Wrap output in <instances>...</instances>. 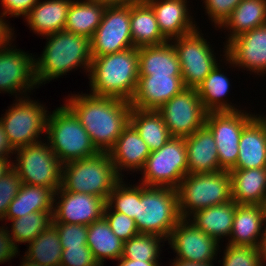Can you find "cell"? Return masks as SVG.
I'll list each match as a JSON object with an SVG mask.
<instances>
[{"label":"cell","instance_id":"30","mask_svg":"<svg viewBox=\"0 0 266 266\" xmlns=\"http://www.w3.org/2000/svg\"><path fill=\"white\" fill-rule=\"evenodd\" d=\"M218 63L204 81L196 88L204 110L209 112H234L241 109L224 97L230 93V80ZM223 72V73H222Z\"/></svg>","mask_w":266,"mask_h":266},{"label":"cell","instance_id":"51","mask_svg":"<svg viewBox=\"0 0 266 266\" xmlns=\"http://www.w3.org/2000/svg\"><path fill=\"white\" fill-rule=\"evenodd\" d=\"M258 250H259V256L261 258V263L262 266H265V262H266V223L264 226V231L263 234L261 236V240L258 246Z\"/></svg>","mask_w":266,"mask_h":266},{"label":"cell","instance_id":"31","mask_svg":"<svg viewBox=\"0 0 266 266\" xmlns=\"http://www.w3.org/2000/svg\"><path fill=\"white\" fill-rule=\"evenodd\" d=\"M54 194L52 188L22 183L2 221L14 220L33 212H53Z\"/></svg>","mask_w":266,"mask_h":266},{"label":"cell","instance_id":"45","mask_svg":"<svg viewBox=\"0 0 266 266\" xmlns=\"http://www.w3.org/2000/svg\"><path fill=\"white\" fill-rule=\"evenodd\" d=\"M60 266H100L88 246L63 249Z\"/></svg>","mask_w":266,"mask_h":266},{"label":"cell","instance_id":"11","mask_svg":"<svg viewBox=\"0 0 266 266\" xmlns=\"http://www.w3.org/2000/svg\"><path fill=\"white\" fill-rule=\"evenodd\" d=\"M199 30L198 27L187 35L170 40L178 55L185 88L196 89L218 64L210 42Z\"/></svg>","mask_w":266,"mask_h":266},{"label":"cell","instance_id":"8","mask_svg":"<svg viewBox=\"0 0 266 266\" xmlns=\"http://www.w3.org/2000/svg\"><path fill=\"white\" fill-rule=\"evenodd\" d=\"M44 142L15 149L13 168L23 184L49 187L56 192L61 186L63 164L46 139Z\"/></svg>","mask_w":266,"mask_h":266},{"label":"cell","instance_id":"35","mask_svg":"<svg viewBox=\"0 0 266 266\" xmlns=\"http://www.w3.org/2000/svg\"><path fill=\"white\" fill-rule=\"evenodd\" d=\"M130 123L151 152L159 150L172 137L162 115L156 110L131 108Z\"/></svg>","mask_w":266,"mask_h":266},{"label":"cell","instance_id":"10","mask_svg":"<svg viewBox=\"0 0 266 266\" xmlns=\"http://www.w3.org/2000/svg\"><path fill=\"white\" fill-rule=\"evenodd\" d=\"M15 99L0 117L10 144L17 149L41 142L40 135L46 133L47 108L30 96Z\"/></svg>","mask_w":266,"mask_h":266},{"label":"cell","instance_id":"50","mask_svg":"<svg viewBox=\"0 0 266 266\" xmlns=\"http://www.w3.org/2000/svg\"><path fill=\"white\" fill-rule=\"evenodd\" d=\"M117 266H160L158 261H142V260H131V259H118Z\"/></svg>","mask_w":266,"mask_h":266},{"label":"cell","instance_id":"3","mask_svg":"<svg viewBox=\"0 0 266 266\" xmlns=\"http://www.w3.org/2000/svg\"><path fill=\"white\" fill-rule=\"evenodd\" d=\"M87 75L90 94L130 102L139 78L138 48L92 58Z\"/></svg>","mask_w":266,"mask_h":266},{"label":"cell","instance_id":"56","mask_svg":"<svg viewBox=\"0 0 266 266\" xmlns=\"http://www.w3.org/2000/svg\"><path fill=\"white\" fill-rule=\"evenodd\" d=\"M255 117L262 123V125L264 126L266 130V116L263 114L262 115L256 114Z\"/></svg>","mask_w":266,"mask_h":266},{"label":"cell","instance_id":"40","mask_svg":"<svg viewBox=\"0 0 266 266\" xmlns=\"http://www.w3.org/2000/svg\"><path fill=\"white\" fill-rule=\"evenodd\" d=\"M222 266H262L258 248L226 243Z\"/></svg>","mask_w":266,"mask_h":266},{"label":"cell","instance_id":"48","mask_svg":"<svg viewBox=\"0 0 266 266\" xmlns=\"http://www.w3.org/2000/svg\"><path fill=\"white\" fill-rule=\"evenodd\" d=\"M4 19L5 16L0 13V50L12 44L11 42L15 40L13 38L15 32L14 27L12 28Z\"/></svg>","mask_w":266,"mask_h":266},{"label":"cell","instance_id":"55","mask_svg":"<svg viewBox=\"0 0 266 266\" xmlns=\"http://www.w3.org/2000/svg\"><path fill=\"white\" fill-rule=\"evenodd\" d=\"M22 262L20 261V265L19 266H42L36 262L30 261L29 259H27L26 257L22 256Z\"/></svg>","mask_w":266,"mask_h":266},{"label":"cell","instance_id":"15","mask_svg":"<svg viewBox=\"0 0 266 266\" xmlns=\"http://www.w3.org/2000/svg\"><path fill=\"white\" fill-rule=\"evenodd\" d=\"M12 47L10 44L0 50V93L2 91L11 95L16 94V98H21L28 96L27 92H31L35 87L38 88L35 78V56L15 48L16 46Z\"/></svg>","mask_w":266,"mask_h":266},{"label":"cell","instance_id":"25","mask_svg":"<svg viewBox=\"0 0 266 266\" xmlns=\"http://www.w3.org/2000/svg\"><path fill=\"white\" fill-rule=\"evenodd\" d=\"M72 0L38 1L25 17L27 25L39 36L63 31Z\"/></svg>","mask_w":266,"mask_h":266},{"label":"cell","instance_id":"9","mask_svg":"<svg viewBox=\"0 0 266 266\" xmlns=\"http://www.w3.org/2000/svg\"><path fill=\"white\" fill-rule=\"evenodd\" d=\"M186 155L185 139L171 137L159 150L150 153L141 170L139 183L177 189L188 174Z\"/></svg>","mask_w":266,"mask_h":266},{"label":"cell","instance_id":"42","mask_svg":"<svg viewBox=\"0 0 266 266\" xmlns=\"http://www.w3.org/2000/svg\"><path fill=\"white\" fill-rule=\"evenodd\" d=\"M59 234L62 249L68 247L87 246L88 226L79 224H67L63 222H52Z\"/></svg>","mask_w":266,"mask_h":266},{"label":"cell","instance_id":"38","mask_svg":"<svg viewBox=\"0 0 266 266\" xmlns=\"http://www.w3.org/2000/svg\"><path fill=\"white\" fill-rule=\"evenodd\" d=\"M167 241L158 235L137 234L124 241L123 255L121 258L142 261H159L161 243Z\"/></svg>","mask_w":266,"mask_h":266},{"label":"cell","instance_id":"4","mask_svg":"<svg viewBox=\"0 0 266 266\" xmlns=\"http://www.w3.org/2000/svg\"><path fill=\"white\" fill-rule=\"evenodd\" d=\"M182 219L177 189L137 185V209L134 219L141 234L169 239L173 228Z\"/></svg>","mask_w":266,"mask_h":266},{"label":"cell","instance_id":"39","mask_svg":"<svg viewBox=\"0 0 266 266\" xmlns=\"http://www.w3.org/2000/svg\"><path fill=\"white\" fill-rule=\"evenodd\" d=\"M122 178L110 192L106 204L118 213L135 219L137 209V185L125 184ZM129 185V186H128Z\"/></svg>","mask_w":266,"mask_h":266},{"label":"cell","instance_id":"47","mask_svg":"<svg viewBox=\"0 0 266 266\" xmlns=\"http://www.w3.org/2000/svg\"><path fill=\"white\" fill-rule=\"evenodd\" d=\"M18 250L9 236L8 227H5V225L0 226V264L9 262L16 255L18 256Z\"/></svg>","mask_w":266,"mask_h":266},{"label":"cell","instance_id":"6","mask_svg":"<svg viewBox=\"0 0 266 266\" xmlns=\"http://www.w3.org/2000/svg\"><path fill=\"white\" fill-rule=\"evenodd\" d=\"M121 179L109 153L99 152L92 157L63 164L60 187L65 191L87 193L107 201Z\"/></svg>","mask_w":266,"mask_h":266},{"label":"cell","instance_id":"16","mask_svg":"<svg viewBox=\"0 0 266 266\" xmlns=\"http://www.w3.org/2000/svg\"><path fill=\"white\" fill-rule=\"evenodd\" d=\"M168 244L176 253L174 259L210 264L215 262L220 243L197 229L188 219H181L173 228Z\"/></svg>","mask_w":266,"mask_h":266},{"label":"cell","instance_id":"52","mask_svg":"<svg viewBox=\"0 0 266 266\" xmlns=\"http://www.w3.org/2000/svg\"><path fill=\"white\" fill-rule=\"evenodd\" d=\"M13 169L10 157L0 158V179Z\"/></svg>","mask_w":266,"mask_h":266},{"label":"cell","instance_id":"29","mask_svg":"<svg viewBox=\"0 0 266 266\" xmlns=\"http://www.w3.org/2000/svg\"><path fill=\"white\" fill-rule=\"evenodd\" d=\"M130 27L136 48L160 45L169 41L160 31L153 9L144 1L130 3Z\"/></svg>","mask_w":266,"mask_h":266},{"label":"cell","instance_id":"28","mask_svg":"<svg viewBox=\"0 0 266 266\" xmlns=\"http://www.w3.org/2000/svg\"><path fill=\"white\" fill-rule=\"evenodd\" d=\"M237 205L232 199L227 203L199 210L193 213L188 220L197 229L220 243L222 238L228 237L227 239H229L231 235Z\"/></svg>","mask_w":266,"mask_h":266},{"label":"cell","instance_id":"49","mask_svg":"<svg viewBox=\"0 0 266 266\" xmlns=\"http://www.w3.org/2000/svg\"><path fill=\"white\" fill-rule=\"evenodd\" d=\"M15 153V149L10 144L4 126L0 122V158L10 157Z\"/></svg>","mask_w":266,"mask_h":266},{"label":"cell","instance_id":"32","mask_svg":"<svg viewBox=\"0 0 266 266\" xmlns=\"http://www.w3.org/2000/svg\"><path fill=\"white\" fill-rule=\"evenodd\" d=\"M264 25L266 0H242L219 29L230 32L224 44L226 46L233 38Z\"/></svg>","mask_w":266,"mask_h":266},{"label":"cell","instance_id":"14","mask_svg":"<svg viewBox=\"0 0 266 266\" xmlns=\"http://www.w3.org/2000/svg\"><path fill=\"white\" fill-rule=\"evenodd\" d=\"M172 137L186 138L205 125L207 112L202 106L198 92L185 88L157 110Z\"/></svg>","mask_w":266,"mask_h":266},{"label":"cell","instance_id":"1","mask_svg":"<svg viewBox=\"0 0 266 266\" xmlns=\"http://www.w3.org/2000/svg\"><path fill=\"white\" fill-rule=\"evenodd\" d=\"M65 104L75 113L99 152L108 153L130 122L131 104L115 97L71 94Z\"/></svg>","mask_w":266,"mask_h":266},{"label":"cell","instance_id":"43","mask_svg":"<svg viewBox=\"0 0 266 266\" xmlns=\"http://www.w3.org/2000/svg\"><path fill=\"white\" fill-rule=\"evenodd\" d=\"M21 185V179L14 168L0 179V221L5 217L8 206L18 194Z\"/></svg>","mask_w":266,"mask_h":266},{"label":"cell","instance_id":"2","mask_svg":"<svg viewBox=\"0 0 266 266\" xmlns=\"http://www.w3.org/2000/svg\"><path fill=\"white\" fill-rule=\"evenodd\" d=\"M43 37L48 40L46 46L40 57L34 58L38 87L43 85V82L46 84L51 80H57L79 67L84 68L86 74H89L92 56L88 37L65 30Z\"/></svg>","mask_w":266,"mask_h":266},{"label":"cell","instance_id":"37","mask_svg":"<svg viewBox=\"0 0 266 266\" xmlns=\"http://www.w3.org/2000/svg\"><path fill=\"white\" fill-rule=\"evenodd\" d=\"M52 215L53 212H33L14 220H7L12 222L8 232L16 247L18 248L19 243H31L52 224Z\"/></svg>","mask_w":266,"mask_h":266},{"label":"cell","instance_id":"17","mask_svg":"<svg viewBox=\"0 0 266 266\" xmlns=\"http://www.w3.org/2000/svg\"><path fill=\"white\" fill-rule=\"evenodd\" d=\"M54 203L52 222L85 226L102 219L106 207V200L103 198L87 193L65 191L61 187L54 194Z\"/></svg>","mask_w":266,"mask_h":266},{"label":"cell","instance_id":"33","mask_svg":"<svg viewBox=\"0 0 266 266\" xmlns=\"http://www.w3.org/2000/svg\"><path fill=\"white\" fill-rule=\"evenodd\" d=\"M106 4L91 0H72L64 30L91 39L102 20Z\"/></svg>","mask_w":266,"mask_h":266},{"label":"cell","instance_id":"18","mask_svg":"<svg viewBox=\"0 0 266 266\" xmlns=\"http://www.w3.org/2000/svg\"><path fill=\"white\" fill-rule=\"evenodd\" d=\"M223 49L229 66L247 69L259 76L266 74V25L233 38Z\"/></svg>","mask_w":266,"mask_h":266},{"label":"cell","instance_id":"12","mask_svg":"<svg viewBox=\"0 0 266 266\" xmlns=\"http://www.w3.org/2000/svg\"><path fill=\"white\" fill-rule=\"evenodd\" d=\"M255 117L246 110L209 112L205 126L211 131L217 145L219 166L230 171L239 155V141L243 128Z\"/></svg>","mask_w":266,"mask_h":266},{"label":"cell","instance_id":"27","mask_svg":"<svg viewBox=\"0 0 266 266\" xmlns=\"http://www.w3.org/2000/svg\"><path fill=\"white\" fill-rule=\"evenodd\" d=\"M139 76L182 75L177 52L171 43L138 48Z\"/></svg>","mask_w":266,"mask_h":266},{"label":"cell","instance_id":"13","mask_svg":"<svg viewBox=\"0 0 266 266\" xmlns=\"http://www.w3.org/2000/svg\"><path fill=\"white\" fill-rule=\"evenodd\" d=\"M90 44L92 58L134 47L130 27V3L107 5Z\"/></svg>","mask_w":266,"mask_h":266},{"label":"cell","instance_id":"22","mask_svg":"<svg viewBox=\"0 0 266 266\" xmlns=\"http://www.w3.org/2000/svg\"><path fill=\"white\" fill-rule=\"evenodd\" d=\"M184 139L187 148L188 174H205L223 170L219 166L216 142L205 125Z\"/></svg>","mask_w":266,"mask_h":266},{"label":"cell","instance_id":"41","mask_svg":"<svg viewBox=\"0 0 266 266\" xmlns=\"http://www.w3.org/2000/svg\"><path fill=\"white\" fill-rule=\"evenodd\" d=\"M104 218L113 233L123 241H127L139 234L134 219L123 213L113 211L107 204L104 210Z\"/></svg>","mask_w":266,"mask_h":266},{"label":"cell","instance_id":"23","mask_svg":"<svg viewBox=\"0 0 266 266\" xmlns=\"http://www.w3.org/2000/svg\"><path fill=\"white\" fill-rule=\"evenodd\" d=\"M266 223V206L237 205L228 244L258 248Z\"/></svg>","mask_w":266,"mask_h":266},{"label":"cell","instance_id":"19","mask_svg":"<svg viewBox=\"0 0 266 266\" xmlns=\"http://www.w3.org/2000/svg\"><path fill=\"white\" fill-rule=\"evenodd\" d=\"M181 76H139L135 94L130 101L132 108L157 111L164 103L185 89Z\"/></svg>","mask_w":266,"mask_h":266},{"label":"cell","instance_id":"54","mask_svg":"<svg viewBox=\"0 0 266 266\" xmlns=\"http://www.w3.org/2000/svg\"><path fill=\"white\" fill-rule=\"evenodd\" d=\"M91 1H97L100 3H104L106 5H124L131 2H135L136 0H91Z\"/></svg>","mask_w":266,"mask_h":266},{"label":"cell","instance_id":"5","mask_svg":"<svg viewBox=\"0 0 266 266\" xmlns=\"http://www.w3.org/2000/svg\"><path fill=\"white\" fill-rule=\"evenodd\" d=\"M60 106L48 112L44 135L56 157L65 164L98 154L75 113L66 104Z\"/></svg>","mask_w":266,"mask_h":266},{"label":"cell","instance_id":"20","mask_svg":"<svg viewBox=\"0 0 266 266\" xmlns=\"http://www.w3.org/2000/svg\"><path fill=\"white\" fill-rule=\"evenodd\" d=\"M152 9L161 33L170 41L187 35L198 26L189 14L187 0H144ZM188 2V3H187ZM197 26V27H196Z\"/></svg>","mask_w":266,"mask_h":266},{"label":"cell","instance_id":"53","mask_svg":"<svg viewBox=\"0 0 266 266\" xmlns=\"http://www.w3.org/2000/svg\"><path fill=\"white\" fill-rule=\"evenodd\" d=\"M170 266H214V263L210 264H198L194 262H188L184 260L174 259Z\"/></svg>","mask_w":266,"mask_h":266},{"label":"cell","instance_id":"44","mask_svg":"<svg viewBox=\"0 0 266 266\" xmlns=\"http://www.w3.org/2000/svg\"><path fill=\"white\" fill-rule=\"evenodd\" d=\"M205 7V15L214 23V26L220 28L229 18L233 10L242 0H202Z\"/></svg>","mask_w":266,"mask_h":266},{"label":"cell","instance_id":"34","mask_svg":"<svg viewBox=\"0 0 266 266\" xmlns=\"http://www.w3.org/2000/svg\"><path fill=\"white\" fill-rule=\"evenodd\" d=\"M86 244L100 266L105 259L117 261L123 255L124 241L113 233L104 217L88 226Z\"/></svg>","mask_w":266,"mask_h":266},{"label":"cell","instance_id":"24","mask_svg":"<svg viewBox=\"0 0 266 266\" xmlns=\"http://www.w3.org/2000/svg\"><path fill=\"white\" fill-rule=\"evenodd\" d=\"M231 198L238 205L266 206V167L231 169Z\"/></svg>","mask_w":266,"mask_h":266},{"label":"cell","instance_id":"26","mask_svg":"<svg viewBox=\"0 0 266 266\" xmlns=\"http://www.w3.org/2000/svg\"><path fill=\"white\" fill-rule=\"evenodd\" d=\"M266 167V130L254 117L244 128L239 141V155L232 169Z\"/></svg>","mask_w":266,"mask_h":266},{"label":"cell","instance_id":"36","mask_svg":"<svg viewBox=\"0 0 266 266\" xmlns=\"http://www.w3.org/2000/svg\"><path fill=\"white\" fill-rule=\"evenodd\" d=\"M24 257L42 266H60L62 246L56 226L50 224L31 243Z\"/></svg>","mask_w":266,"mask_h":266},{"label":"cell","instance_id":"7","mask_svg":"<svg viewBox=\"0 0 266 266\" xmlns=\"http://www.w3.org/2000/svg\"><path fill=\"white\" fill-rule=\"evenodd\" d=\"M179 213L188 219L193 213L227 203L231 198V177L227 170L187 174L177 188Z\"/></svg>","mask_w":266,"mask_h":266},{"label":"cell","instance_id":"46","mask_svg":"<svg viewBox=\"0 0 266 266\" xmlns=\"http://www.w3.org/2000/svg\"><path fill=\"white\" fill-rule=\"evenodd\" d=\"M39 0H0L2 14L7 17L25 18Z\"/></svg>","mask_w":266,"mask_h":266},{"label":"cell","instance_id":"21","mask_svg":"<svg viewBox=\"0 0 266 266\" xmlns=\"http://www.w3.org/2000/svg\"><path fill=\"white\" fill-rule=\"evenodd\" d=\"M108 153L117 174L123 178V171L130 170L133 173L141 171L151 151L138 131L129 122Z\"/></svg>","mask_w":266,"mask_h":266}]
</instances>
